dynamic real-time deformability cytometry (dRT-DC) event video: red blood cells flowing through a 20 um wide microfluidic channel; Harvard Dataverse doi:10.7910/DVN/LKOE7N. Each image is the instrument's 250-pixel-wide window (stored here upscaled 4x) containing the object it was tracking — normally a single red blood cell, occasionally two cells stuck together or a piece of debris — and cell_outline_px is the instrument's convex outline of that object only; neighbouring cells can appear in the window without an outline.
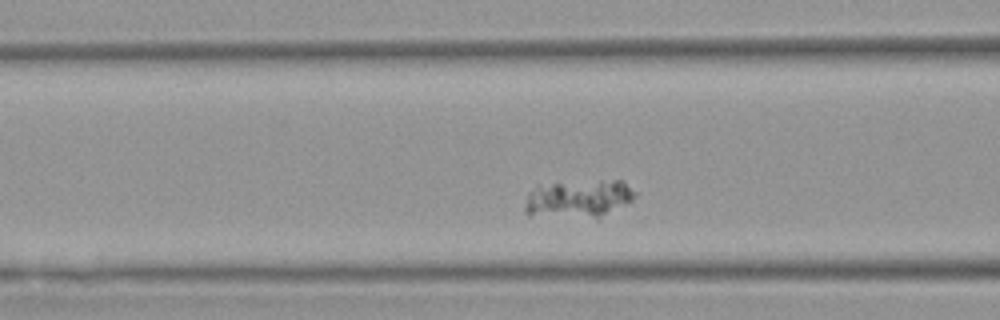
{"species": "Egyptian fruit bat (a non-hibernating species)", "species_latin": "Rousettus aegyptiacus", "temperature_condition": "warm", "stored_images_in_passage": 33, "camera_frame_rate_fps": 3000, "um_per_image_px": 0.085, "animal": {"sex": "female"}, "frame": {"image": 1, "passage_image": 12, "time_ms": 3.667, "image_size_px": [1000, 320], "cell_outline_px": [[636, 196], [632, 200], [596, 220], [528, 216], [524, 212], [524, 204], [528, 192], [536, 184], [600, 180], [624, 180], [636, 192]], "centroid_in_image_um": [49.12, 16.92], "position_along_channel_um": 117.5, "area_um2": 25.55}}
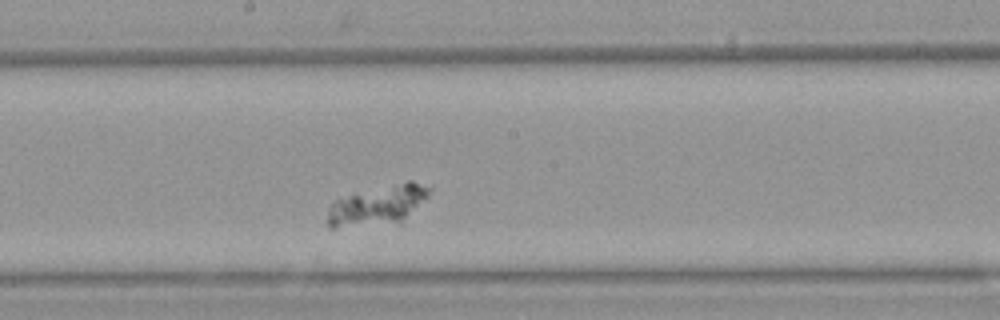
{"frame": {"image": 2, "passage_image": 20, "time_ms": 6.333, "image_size_px": [1000, 320], "cell_outline_px": [[432, 188], [428, 196], [400, 220], [332, 228], [328, 228], [328, 208], [336, 200], [408, 180], [412, 180]], "centroid_in_image_um": [32.1, 17.41], "position_along_channel_um": 216.1, "area_um2": 21.85}}
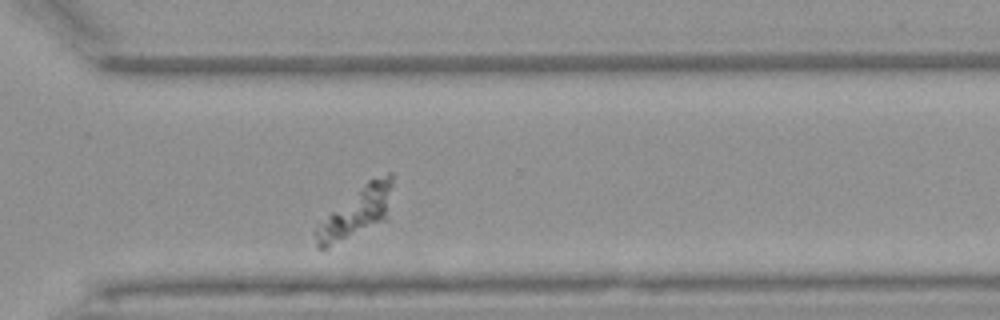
{"frame": {"image": 3, "passage_image": 30, "time_ms": 9.667, "image_size_px": [1000, 320], "cell_outline_px": [[392, 184], [388, 220], [328, 248], [316, 248], [312, 232], [316, 220], [368, 180], [388, 172], [392, 172]], "centroid_in_image_um": [30.2, 18.08], "position_along_channel_um": 340.4, "area_um2": 23.64}}